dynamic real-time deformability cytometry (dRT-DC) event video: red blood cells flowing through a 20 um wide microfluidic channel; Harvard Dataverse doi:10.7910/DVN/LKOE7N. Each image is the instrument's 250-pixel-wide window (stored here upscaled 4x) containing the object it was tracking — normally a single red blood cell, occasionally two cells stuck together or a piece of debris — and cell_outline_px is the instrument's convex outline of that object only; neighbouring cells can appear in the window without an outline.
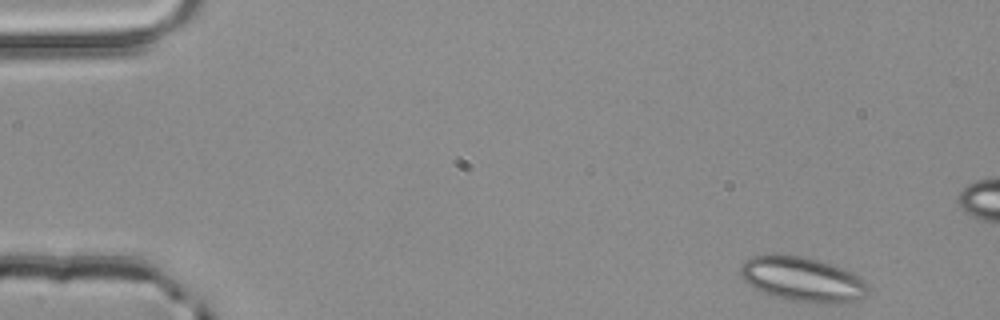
{"species": "common noctule bat (a hibernating species)", "species_latin": "Nyctalus noctula", "temperature_condition": "room temperature", "stored_images_in_passage": 5, "camera_frame_rate_fps": 3000, "um_per_image_px": 0.085, "animal": {"sex": "male", "body_mass_g": 20.4}, "frame": {"image": 1, "passage_image": 5, "time_ms": 1.333, "image_size_px": [1000, 320], "cell_outline_px": [[868, 292], [860, 300], [836, 304], [816, 304], [792, 300], [776, 296], [764, 292], [748, 284], [740, 276], [740, 268], [752, 256], [776, 252], [808, 256], [844, 268], [860, 276], [868, 284]], "centroid_in_image_um": [68.26, 23.71], "position_along_channel_um": 16.7, "area_um2": 33.93}}